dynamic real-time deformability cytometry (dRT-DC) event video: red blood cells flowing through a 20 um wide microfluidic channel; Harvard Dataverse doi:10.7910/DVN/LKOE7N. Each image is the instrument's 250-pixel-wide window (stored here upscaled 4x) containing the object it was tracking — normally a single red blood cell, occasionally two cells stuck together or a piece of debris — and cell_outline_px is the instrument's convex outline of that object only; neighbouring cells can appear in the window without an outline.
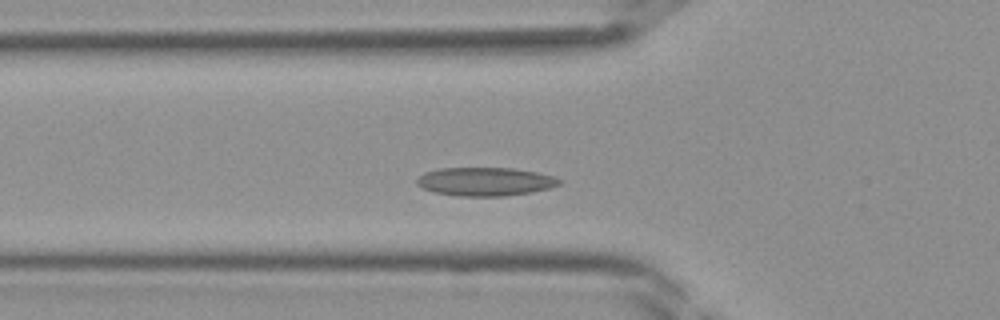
{"species": "Egyptian fruit bat (a non-hibernating species)", "species_latin": "Rousettus aegyptiacus", "temperature_condition": "room temperature", "stored_images_in_passage": 32, "camera_frame_rate_fps": 3000, "um_per_image_px": 0.085, "frame": {"image": 1, "passage_image": 8, "time_ms": 2.333, "image_size_px": [1000, 320], "cell_outline_px": [[560, 184], [548, 188], [532, 192], [504, 196], [456, 196], [432, 192], [416, 184], [416, 180], [424, 172], [440, 168], [512, 168], [536, 172], [552, 176], [560, 180]], "centroid_in_image_um": [41.2, 15.44], "position_along_channel_um": 84.6, "area_um2": 23.58}}
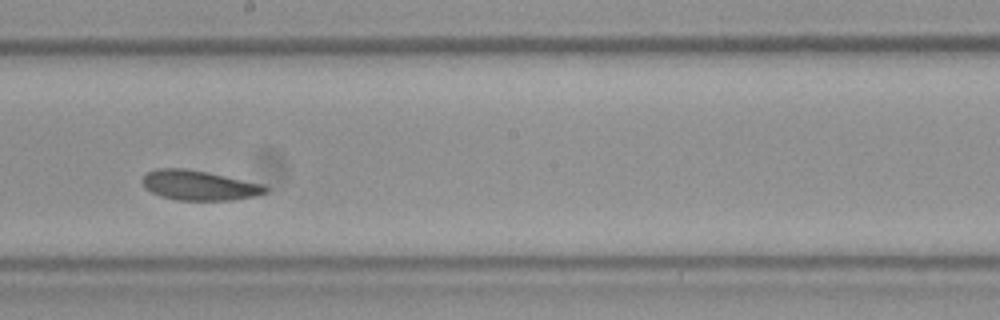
{"frame": {"image": 2, "passage_image": 17, "time_ms": 5.333, "image_size_px": [1000, 320], "cell_outline_px": [[268, 192], [252, 196], [232, 200], [176, 200], [160, 196], [152, 192], [140, 180], [148, 172], [156, 168], [184, 168], [208, 172], [264, 184], [268, 188]], "centroid_in_image_um": [16.93, 15.75], "position_along_channel_um": 231.3, "area_um2": 21.33}}
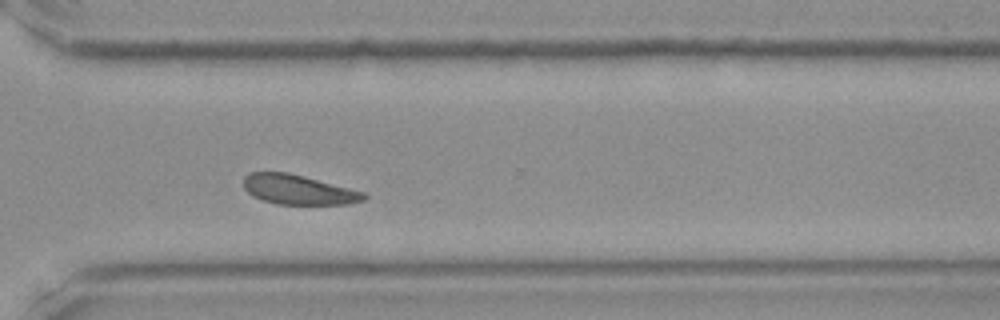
{"frame": {"image": 3, "passage_image": 24, "time_ms": 7.667, "image_size_px": [1000, 320], "cell_outline_px": [[368, 196], [364, 200], [348, 204], [276, 204], [252, 196], [244, 188], [244, 176], [248, 172], [288, 172], [304, 176], [364, 192]], "centroid_in_image_um": [25.34, 16.12], "position_along_channel_um": 345.3, "area_um2": 20.75}}